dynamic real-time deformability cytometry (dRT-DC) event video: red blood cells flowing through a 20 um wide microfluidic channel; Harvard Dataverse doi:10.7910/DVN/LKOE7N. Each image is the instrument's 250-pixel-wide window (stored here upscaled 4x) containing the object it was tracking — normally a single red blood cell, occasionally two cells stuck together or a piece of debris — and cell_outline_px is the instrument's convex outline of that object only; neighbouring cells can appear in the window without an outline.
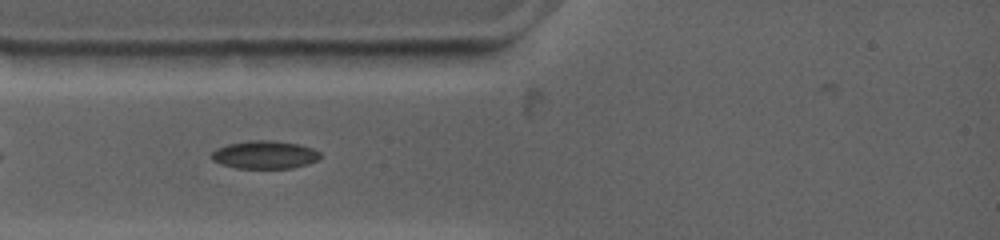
{"species": "common noctule bat (a hibernating species)", "species_latin": "Nyctalus noctula", "temperature_condition": "warm", "stored_images_in_passage": 14, "camera_frame_rate_fps": 4500, "um_per_image_px": 0.085, "animal": {"sex": "female", "body_mass_g": 19.0, "forearm_length_mm": 53.3}, "frame": {"image": 1, "passage_image": 3, "time_ms": 0.889, "image_size_px": [1000, 240], "cell_outline_px": [[320, 160], [308, 164], [292, 168], [236, 168], [220, 164], [212, 160], [208, 156], [216, 148], [228, 144], [248, 140], [272, 140], [300, 144], [312, 148], [320, 152]], "centroid_in_image_um": [22.49, 13.15], "position_along_channel_um": 62.5, "area_um2": 18.03}}
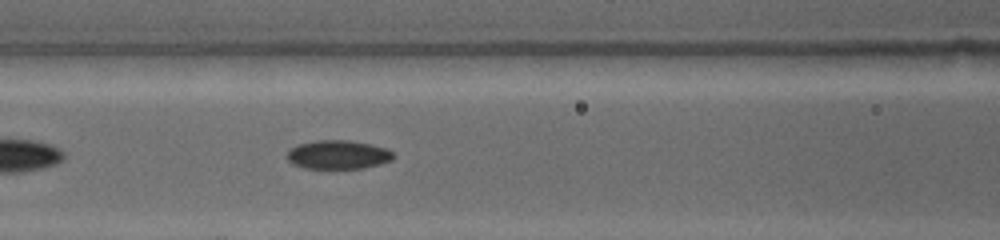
{"frame": {"image": 2, "passage_image": 8, "time_ms": 2.889, "image_size_px": [1000, 240], "cell_outline_px": [[396, 156], [392, 160], [380, 164], [364, 168], [304, 168], [292, 164], [284, 156], [288, 148], [296, 144], [312, 140], [348, 140], [372, 144], [388, 148]], "centroid_in_image_um": [28.69, 13.13], "position_along_channel_um": 137.9, "area_um2": 18.32}}
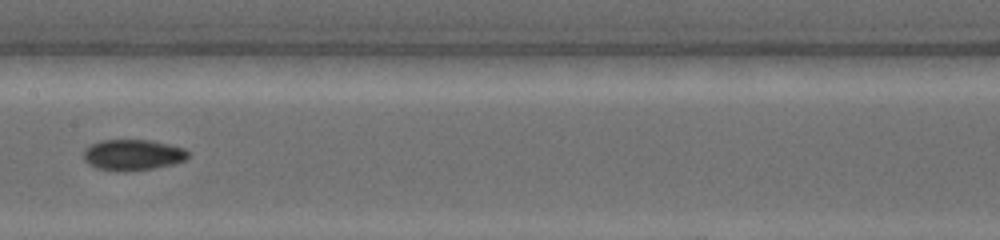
{"frame": {"image": 3, "passage_image": 12, "time_ms": 4.444, "image_size_px": [1000, 240], "cell_outline_px": [[188, 156], [184, 160], [172, 164], [156, 168], [124, 172], [112, 172], [96, 168], [88, 164], [84, 160], [84, 148], [100, 140], [152, 140], [184, 148], [188, 152]], "centroid_in_image_um": [11.24, 13.18], "position_along_channel_um": 196.2, "area_um2": 19.07}}